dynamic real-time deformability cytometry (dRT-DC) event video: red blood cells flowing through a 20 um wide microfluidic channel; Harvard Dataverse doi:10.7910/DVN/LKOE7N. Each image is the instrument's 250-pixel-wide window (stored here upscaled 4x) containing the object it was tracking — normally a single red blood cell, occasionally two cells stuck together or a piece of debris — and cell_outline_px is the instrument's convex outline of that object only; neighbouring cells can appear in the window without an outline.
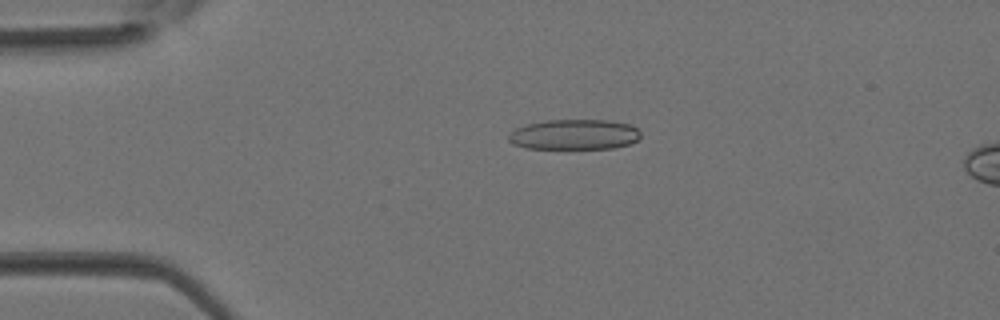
{"species": "Egyptian fruit bat (a non-hibernating species)", "species_latin": "Rousettus aegyptiacus", "temperature_condition": "room temperature", "stored_images_in_passage": 12, "camera_frame_rate_fps": 3000, "um_per_image_px": 0.085, "animal": {"sex": "female"}, "frame": {"image": 1, "passage_image": 9, "time_ms": 2.667, "image_size_px": [1000, 320], "cell_outline_px": [[640, 136], [632, 144], [612, 148], [524, 148], [512, 144], [508, 140], [508, 132], [516, 128], [528, 124], [544, 120], [608, 120], [632, 124], [640, 132]], "centroid_in_image_um": [48.8, 11.43], "position_along_channel_um": 36.2, "area_um2": 23.47}}